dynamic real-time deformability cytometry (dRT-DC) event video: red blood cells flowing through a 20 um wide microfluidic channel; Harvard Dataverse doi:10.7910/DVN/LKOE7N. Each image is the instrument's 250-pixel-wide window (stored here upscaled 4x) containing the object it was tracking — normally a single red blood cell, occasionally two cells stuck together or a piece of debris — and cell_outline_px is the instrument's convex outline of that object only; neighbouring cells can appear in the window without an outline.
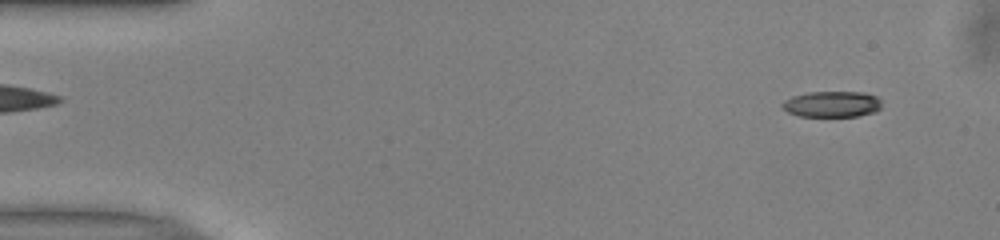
{"species": "common noctule bat (a hibernating species)", "species_latin": "Nyctalus noctula", "temperature_condition": "warm", "stored_images_in_passage": 48, "camera_frame_rate_fps": 3000, "um_per_image_px": 0.085, "animal": {"sex": "male", "body_mass_g": 13.0, "forearm_length_mm": 53.1}, "frame": {"image": 1, "passage_image": 1, "time_ms": 0.0, "image_size_px": [1000, 240], "cell_outline_px": [[880, 108], [876, 112], [860, 116], [800, 116], [788, 112], [780, 104], [784, 100], [792, 96], [808, 92], [864, 92], [876, 96], [880, 100]], "centroid_in_image_um": [70.72, 8.85], "position_along_channel_um": 14.3, "area_um2": 15.09}}
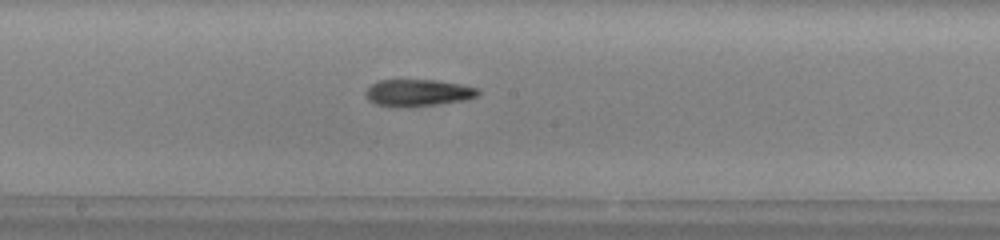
{"frame": {"image": 2, "passage_image": 24, "time_ms": 7.667, "image_size_px": [1000, 240], "cell_outline_px": [[480, 92], [476, 96], [468, 100], [408, 108], [396, 108], [376, 104], [368, 100], [364, 96], [364, 92], [372, 84], [380, 80], [436, 80], [460, 84], [476, 88]], "centroid_in_image_um": [35.49, 7.91], "position_along_channel_um": 212.7, "area_um2": 17.92}}
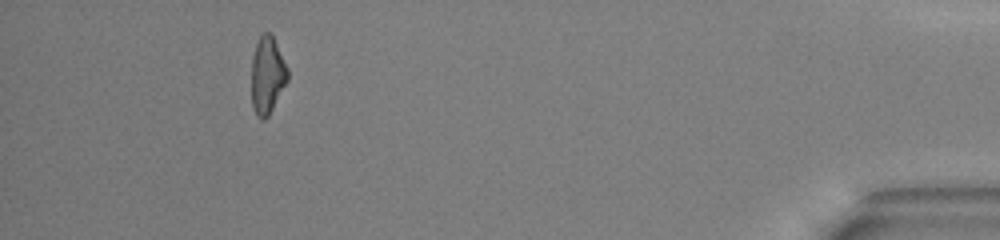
{"frame": {"image": 3, "passage_image": 44, "time_ms": 14.333, "image_size_px": [1000, 240], "cell_outline_px": [[288, 80], [268, 116], [264, 120], [260, 120], [256, 116], [252, 108], [252, 56], [256, 44], [260, 36], [264, 32], [272, 32], [288, 68]], "centroid_in_image_um": [22.72, 6.38], "position_along_channel_um": 412.5, "area_um2": 16.47}, "authors_computed_cell_mechanics": {"area_um2": 17.0799, "velocity_mm_per_s": 4.0192, "shape_relaxation_time_tau1_ms": 11.1693, "shape_relaxation_time_tau2_ms": 7.9683, "deformation_change_tau1": 0.2594, "deformation_change_tau2": 0.2074}}